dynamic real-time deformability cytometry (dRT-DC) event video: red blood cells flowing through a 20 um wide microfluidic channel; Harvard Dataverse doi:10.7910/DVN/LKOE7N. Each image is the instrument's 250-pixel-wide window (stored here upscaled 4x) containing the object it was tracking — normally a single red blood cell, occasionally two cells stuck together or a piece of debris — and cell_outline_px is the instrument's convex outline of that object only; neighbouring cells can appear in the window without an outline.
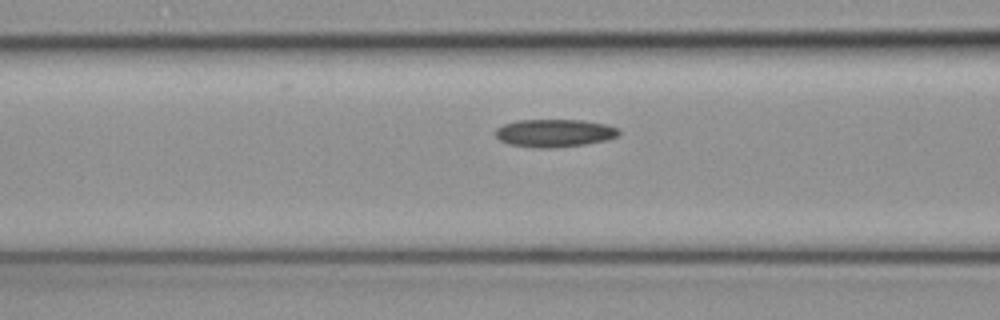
{"species": "common noctule bat (a hibernating species)", "species_latin": "Nyctalus noctula", "temperature_condition": "cold", "stored_images_in_passage": 17, "camera_frame_rate_fps": 3000, "um_per_image_px": 0.085, "animal": {"sex": "female", "body_mass_g": 19.3, "forearm_length_mm": 54.1}, "frame": {"image": 1, "passage_image": 12, "time_ms": 3.667, "image_size_px": [1000, 320], "cell_outline_px": [[620, 132], [616, 136], [604, 140], [584, 144], [548, 148], [532, 148], [508, 144], [500, 140], [496, 136], [496, 128], [504, 124], [520, 120], [580, 120], [604, 124], [616, 128]], "centroid_in_image_um": [47.06, 11.31], "position_along_channel_um": 119.5, "area_um2": 19.71}}
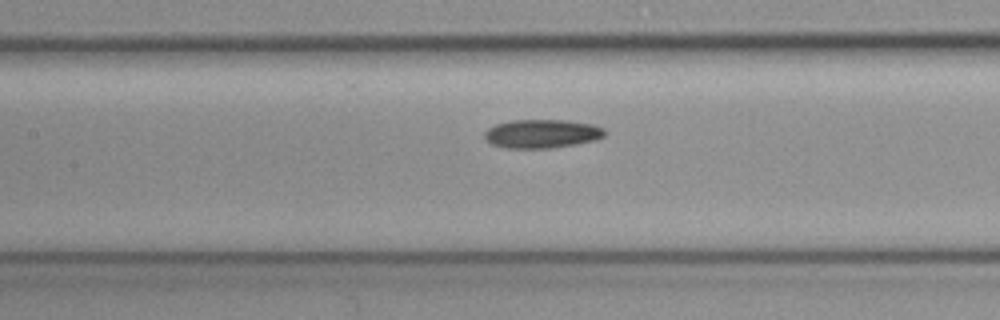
{"frame": {"image": 2, "passage_image": 15, "time_ms": 4.667, "image_size_px": [1000, 320], "cell_outline_px": [[604, 136], [596, 140], [576, 144], [548, 148], [504, 148], [492, 144], [484, 136], [484, 132], [488, 128], [496, 124], [512, 120], [564, 120], [592, 124], [604, 128]], "centroid_in_image_um": [46.05, 11.36], "position_along_channel_um": 161.3, "area_um2": 20.0}}